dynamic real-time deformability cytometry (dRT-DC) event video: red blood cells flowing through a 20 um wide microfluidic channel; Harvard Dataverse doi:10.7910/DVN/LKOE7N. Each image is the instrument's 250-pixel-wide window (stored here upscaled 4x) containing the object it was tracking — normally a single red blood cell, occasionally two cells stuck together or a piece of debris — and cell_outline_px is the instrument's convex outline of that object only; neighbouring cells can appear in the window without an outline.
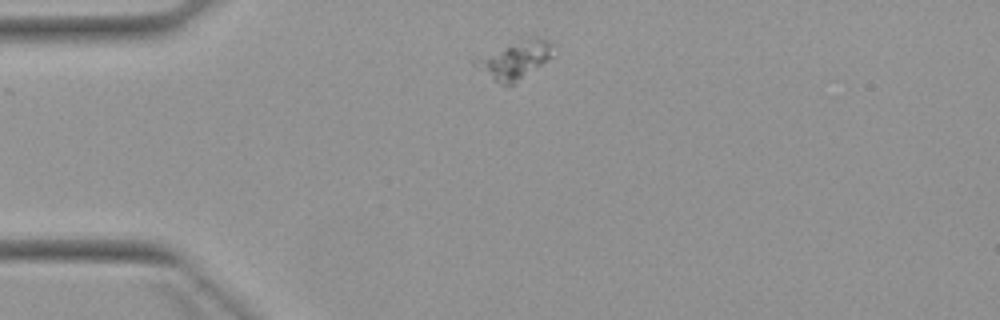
{"species": "Egyptian fruit bat (a non-hibernating species)", "species_latin": "Rousettus aegyptiacus", "temperature_condition": "warm", "stored_images_in_passage": 2, "camera_frame_rate_fps": 3000, "um_per_image_px": 0.085, "animal": {"sex": "female"}, "frame": {"image": 1, "passage_image": 1, "time_ms": 0.0, "image_size_px": [1000, 320], "cell_outline_px": [[556, 56], [516, 84], [500, 84], [476, 68], [472, 64], [472, 56], [520, 36], [536, 36], [548, 40], [556, 44]], "centroid_in_image_um": [43.77, 5.0], "position_along_channel_um": 41.2, "area_um2": 19.19}}